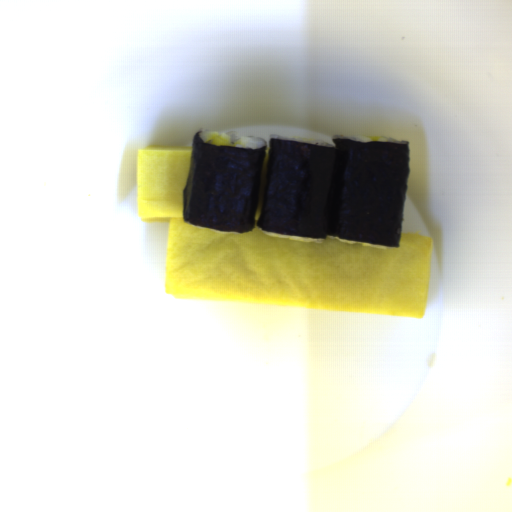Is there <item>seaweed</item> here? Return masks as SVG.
Segmentation results:
<instances>
[{"mask_svg": "<svg viewBox=\"0 0 512 512\" xmlns=\"http://www.w3.org/2000/svg\"><path fill=\"white\" fill-rule=\"evenodd\" d=\"M267 145L259 148L208 144L195 133L183 219L222 232L253 231Z\"/></svg>", "mask_w": 512, "mask_h": 512, "instance_id": "2", "label": "seaweed"}, {"mask_svg": "<svg viewBox=\"0 0 512 512\" xmlns=\"http://www.w3.org/2000/svg\"><path fill=\"white\" fill-rule=\"evenodd\" d=\"M333 142L270 139L256 225L291 236L399 247L409 142Z\"/></svg>", "mask_w": 512, "mask_h": 512, "instance_id": "1", "label": "seaweed"}]
</instances>
